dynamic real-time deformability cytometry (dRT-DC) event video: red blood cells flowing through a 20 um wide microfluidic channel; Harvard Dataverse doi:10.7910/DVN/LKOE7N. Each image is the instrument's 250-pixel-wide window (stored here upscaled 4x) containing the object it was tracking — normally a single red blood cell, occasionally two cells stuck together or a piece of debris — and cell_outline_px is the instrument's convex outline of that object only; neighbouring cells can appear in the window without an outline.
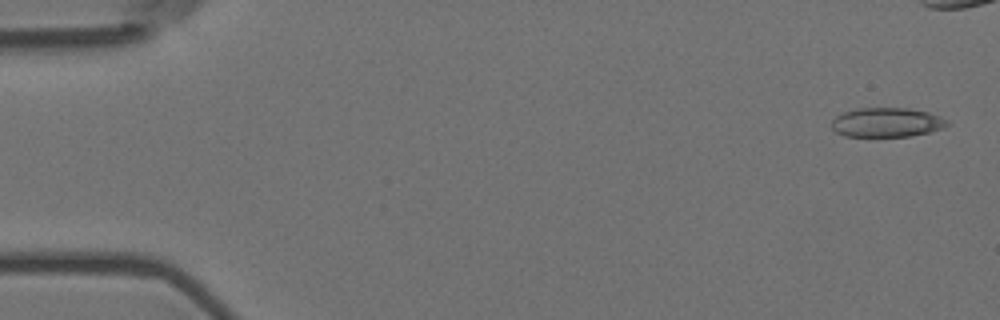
{"species": "Egyptian fruit bat (a non-hibernating species)", "species_latin": "Rousettus aegyptiacus", "temperature_condition": "room temperature", "stored_images_in_passage": 6, "camera_frame_rate_fps": 3000, "um_per_image_px": 0.085, "animal": {"sex": "female"}, "frame": {"image": 1, "passage_image": 1, "time_ms": 0.0, "image_size_px": [1000, 320], "cell_outline_px": [[952, 124], [944, 128], [928, 132], [908, 136], [844, 136], [836, 132], [832, 128], [832, 120], [836, 116], [844, 112], [856, 108], [908, 108], [928, 112], [940, 116], [948, 120]], "centroid_in_image_um": [75.4, 10.4], "position_along_channel_um": 9.6, "area_um2": 19.83}}